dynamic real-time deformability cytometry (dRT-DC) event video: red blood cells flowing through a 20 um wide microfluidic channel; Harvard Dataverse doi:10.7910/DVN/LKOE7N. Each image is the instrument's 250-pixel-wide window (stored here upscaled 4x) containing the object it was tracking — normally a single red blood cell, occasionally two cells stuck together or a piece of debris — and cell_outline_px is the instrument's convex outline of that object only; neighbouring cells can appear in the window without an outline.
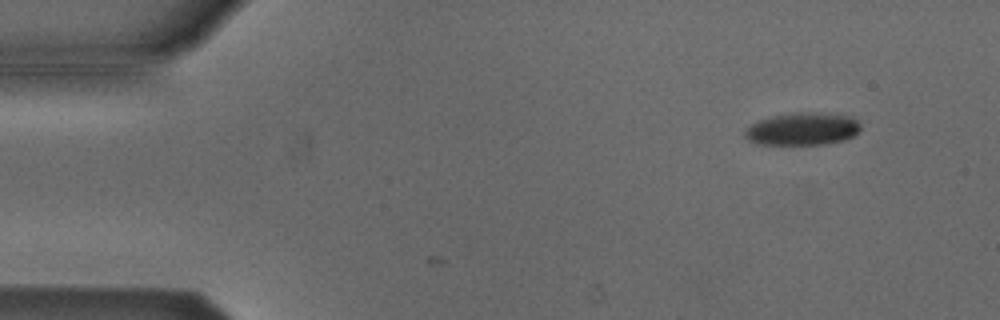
{"species": "Egyptian fruit bat (a non-hibernating species)", "species_latin": "Rousettus aegyptiacus", "temperature_condition": "cold", "stored_images_in_passage": 6, "camera_frame_rate_fps": 3000, "um_per_image_px": 0.085, "animal": {"sex": "male"}, "frame": {"image": 1, "passage_image": 6, "time_ms": 1.667, "image_size_px": [1000, 320], "cell_outline_px": [[860, 132], [844, 140], [824, 144], [756, 144], [748, 140], [744, 136], [744, 132], [752, 124], [760, 120], [792, 112], [820, 112], [852, 116], [860, 124]], "centroid_in_image_um": [68.25, 10.95], "position_along_channel_um": 16.8, "area_um2": 21.96}}